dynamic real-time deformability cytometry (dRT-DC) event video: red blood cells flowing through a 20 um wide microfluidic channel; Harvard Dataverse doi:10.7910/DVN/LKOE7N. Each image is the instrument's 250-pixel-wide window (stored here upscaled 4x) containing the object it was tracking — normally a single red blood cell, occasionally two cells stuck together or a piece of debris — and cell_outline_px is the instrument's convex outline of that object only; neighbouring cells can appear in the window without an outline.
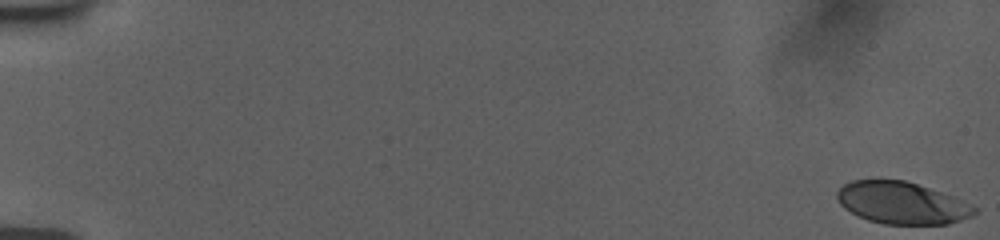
{"species": "human", "species_latin": "Homo sapiens", "temperature_condition": "room temperature", "stored_images_in_passage": 56, "camera_frame_rate_fps": 3000, "um_per_image_px": 0.085, "donor": {"sex": "female"}, "frame": {"image": 1, "passage_image": 1, "time_ms": 0.0, "image_size_px": [1000, 240], "cell_outline_px": [[980, 208], [972, 216], [948, 224], [884, 224], [868, 220], [844, 208], [840, 204], [836, 196], [836, 192], [844, 184], [852, 180], [904, 180], [964, 200]], "centroid_in_image_um": [76.68, 17.25], "position_along_channel_um": 8.3, "area_um2": 33.52}}
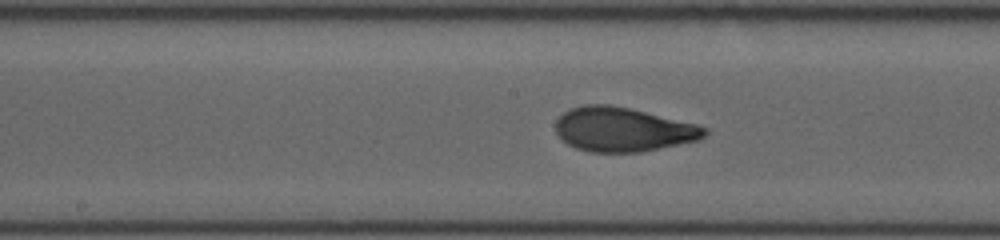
{"frame": {"image": 2, "passage_image": 31, "time_ms": 10.0, "image_size_px": [1000, 240], "cell_outline_px": [[708, 132], [700, 140], [640, 152], [588, 152], [576, 148], [568, 144], [556, 132], [556, 120], [564, 112], [572, 108], [584, 104], [608, 104], [628, 108], [696, 124], [708, 128]], "centroid_in_image_um": [52.95, 11.01], "position_along_channel_um": 195.3, "area_um2": 38.15}}
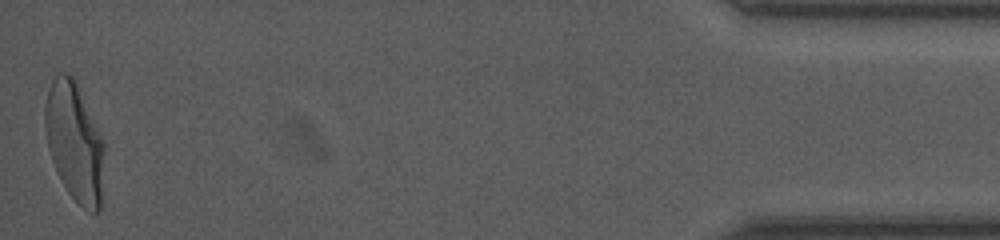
{"frame": {"image": 3, "passage_image": 56, "time_ms": 18.333, "image_size_px": [1000, 240], "cell_outline_px": [[104, 152], [100, 212], [92, 212], [84, 208], [68, 192], [52, 160], [48, 148], [44, 128], [44, 108], [48, 88], [56, 72], [68, 72], [72, 76], [104, 140]], "centroid_in_image_um": [6.32, 12.03], "position_along_channel_um": 428.9, "area_um2": 40.75}, "authors_computed_cell_mechanics": {"area_um2": 37.4544, "velocity_mm_per_s": 3.7633, "shape_relaxation_time_tau1_ms": 4.9848, "shape_relaxation_time_tau2_ms": 0.8592, "deformation_change_tau1": 0.2167, "deformation_change_tau2": 0.0677}}